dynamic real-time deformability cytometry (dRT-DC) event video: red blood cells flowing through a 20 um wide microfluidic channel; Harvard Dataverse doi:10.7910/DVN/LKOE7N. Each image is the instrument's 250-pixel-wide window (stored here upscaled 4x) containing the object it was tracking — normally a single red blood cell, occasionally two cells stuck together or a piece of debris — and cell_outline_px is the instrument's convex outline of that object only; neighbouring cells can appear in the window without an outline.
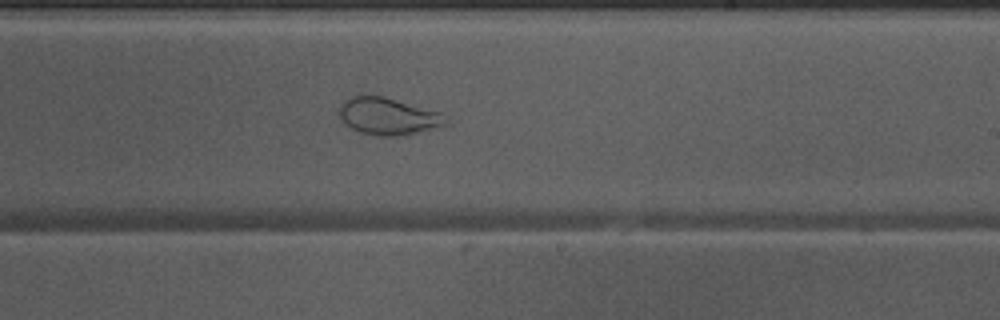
{"species": "Egyptian fruit bat (a non-hibernating species)", "species_latin": "Rousettus aegyptiacus", "temperature_condition": "warm", "stored_images_in_passage": 49, "camera_frame_rate_fps": 3000, "um_per_image_px": 0.085, "animal": {"sex": "male"}, "frame": {"image": 1, "passage_image": 28, "time_ms": 9.0, "image_size_px": [1000, 320], "cell_outline_px": [[448, 124], [416, 132], [396, 136], [380, 136], [360, 132], [344, 124], [340, 116], [340, 104], [348, 96], [360, 92], [384, 96], [440, 112], [448, 120]], "centroid_in_image_um": [32.91, 9.83], "position_along_channel_um": 256.1, "area_um2": 23.29}}